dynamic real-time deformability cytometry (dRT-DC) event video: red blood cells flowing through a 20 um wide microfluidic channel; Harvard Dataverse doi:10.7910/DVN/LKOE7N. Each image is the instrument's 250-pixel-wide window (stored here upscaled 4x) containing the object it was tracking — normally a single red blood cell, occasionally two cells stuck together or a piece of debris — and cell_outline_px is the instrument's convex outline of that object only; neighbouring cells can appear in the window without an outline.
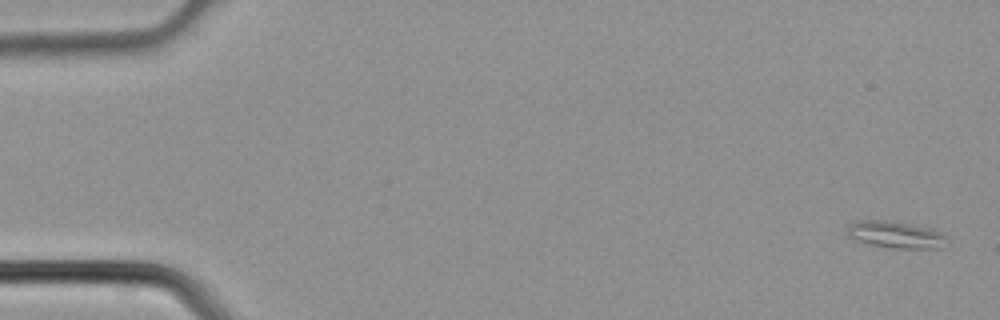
{"species": "common noctule bat (a hibernating species)", "species_latin": "Nyctalus noctula", "temperature_condition": "cold", "stored_images_in_passage": 6, "segment_of_instrument_passage": [2, 2], "camera_frame_rate_fps": 3000, "um_per_image_px": 0.085, "animal": {"sex": "male", "body_mass_g": 21.5, "forearm_length_mm": 52.0}, "frame": {"image": 1, "passage_image": 6, "time_ms": 1.667, "image_size_px": [1000, 320], "cell_outline_px": [[944, 248], [896, 248], [872, 244], [856, 240], [848, 236], [844, 232], [848, 224], [852, 220], [880, 220], [928, 228], [940, 232], [944, 236]], "centroid_in_image_um": [76.01, 19.94], "position_along_channel_um": 9.0, "area_um2": 15.26}}